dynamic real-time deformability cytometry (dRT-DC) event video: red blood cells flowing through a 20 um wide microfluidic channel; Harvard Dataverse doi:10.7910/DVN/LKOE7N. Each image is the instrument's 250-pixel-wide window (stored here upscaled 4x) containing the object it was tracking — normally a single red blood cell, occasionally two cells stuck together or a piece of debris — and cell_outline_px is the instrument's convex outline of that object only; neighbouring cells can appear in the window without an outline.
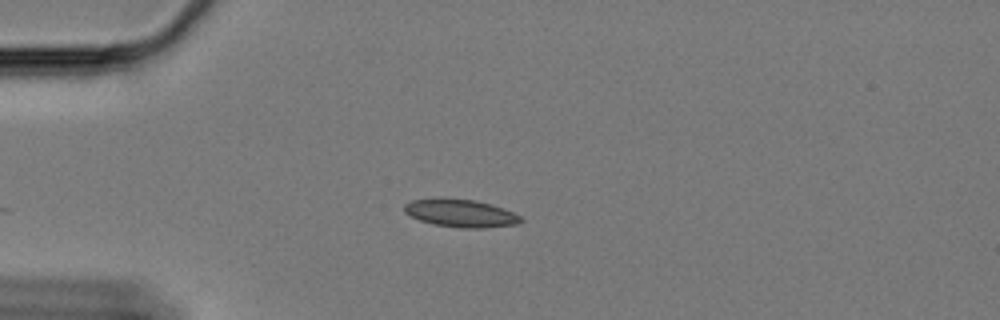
{"species": "Egyptian fruit bat (a non-hibernating species)", "species_latin": "Rousettus aegyptiacus", "temperature_condition": "cold", "stored_images_in_passage": 18, "camera_frame_rate_fps": 3000, "um_per_image_px": 0.085, "animal": {"sex": "female"}, "frame": {"image": 1, "passage_image": 1, "time_ms": 0.0, "image_size_px": [1000, 320], "cell_outline_px": [[524, 220], [516, 224], [484, 228], [464, 228], [432, 224], [420, 220], [404, 212], [404, 204], [412, 200], [440, 196], [476, 200], [492, 204], [504, 208], [520, 216]], "centroid_in_image_um": [39.13, 18.09], "position_along_channel_um": 45.9, "area_um2": 19.25}}
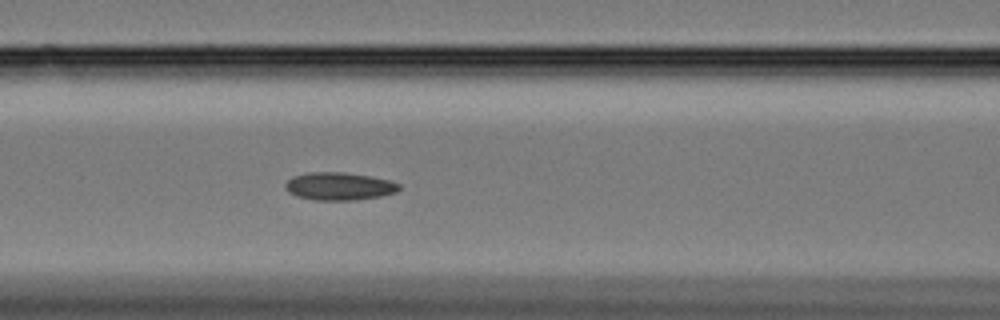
{"frame": {"image": 2, "passage_image": 11, "time_ms": 3.333, "image_size_px": [1000, 320], "cell_outline_px": [[400, 188], [396, 192], [380, 196], [356, 200], [316, 200], [296, 196], [288, 192], [284, 188], [284, 184], [292, 176], [312, 172], [344, 172], [392, 180], [400, 184]], "centroid_in_image_um": [28.82, 15.83], "position_along_channel_um": 137.8, "area_um2": 18.5}}
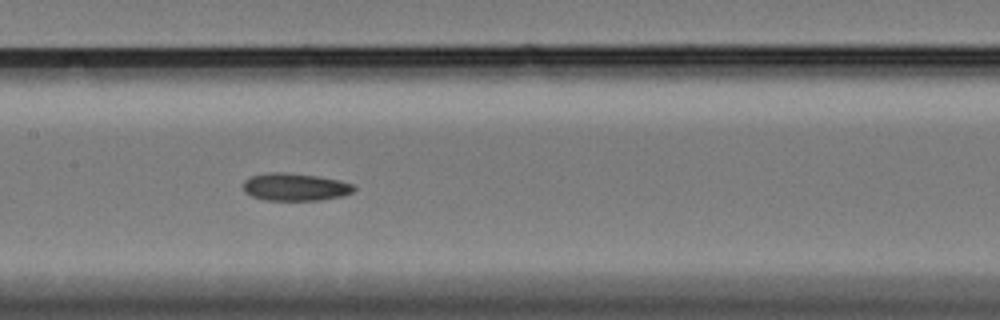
{"frame": {"image": 3, "passage_image": 15, "time_ms": 4.667, "image_size_px": [1000, 320], "cell_outline_px": [[356, 188], [352, 192], [344, 196], [320, 200], [264, 200], [252, 196], [244, 192], [244, 180], [252, 176], [268, 172], [288, 172], [316, 176], [340, 180], [352, 184]], "centroid_in_image_um": [25.09, 15.89], "position_along_channel_um": 182.3, "area_um2": 17.86}}